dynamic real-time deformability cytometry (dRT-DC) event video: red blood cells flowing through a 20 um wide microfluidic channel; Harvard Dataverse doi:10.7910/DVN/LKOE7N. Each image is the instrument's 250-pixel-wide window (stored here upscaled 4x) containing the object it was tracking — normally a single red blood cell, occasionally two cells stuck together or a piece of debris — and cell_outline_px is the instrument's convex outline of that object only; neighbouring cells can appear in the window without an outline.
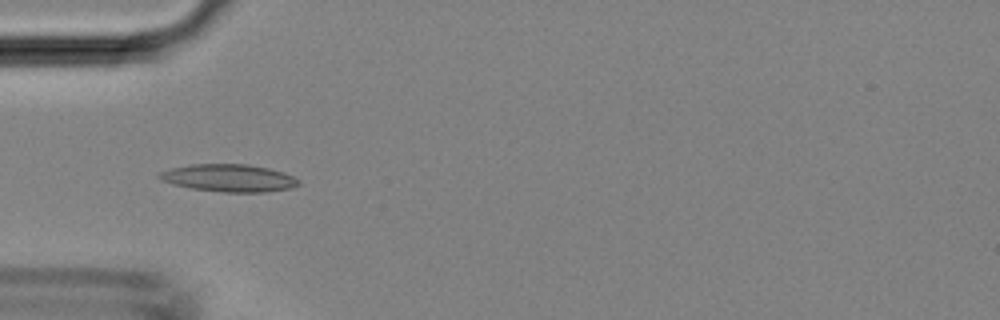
{"species": "Egyptian fruit bat (a non-hibernating species)", "species_latin": "Rousettus aegyptiacus", "temperature_condition": "room temperature", "stored_images_in_passage": 46, "camera_frame_rate_fps": 3000, "um_per_image_px": 0.085, "animal": {"sex": "female"}, "frame": {"image": 1, "passage_image": 15, "time_ms": 4.667, "image_size_px": [1000, 320], "cell_outline_px": [[300, 184], [288, 188], [264, 192], [224, 192], [192, 188], [172, 184], [160, 180], [156, 176], [160, 172], [172, 168], [192, 164], [248, 164], [268, 168], [284, 172], [300, 180]], "centroid_in_image_um": [19.44, 15.12], "position_along_channel_um": 65.6, "area_um2": 22.2}}
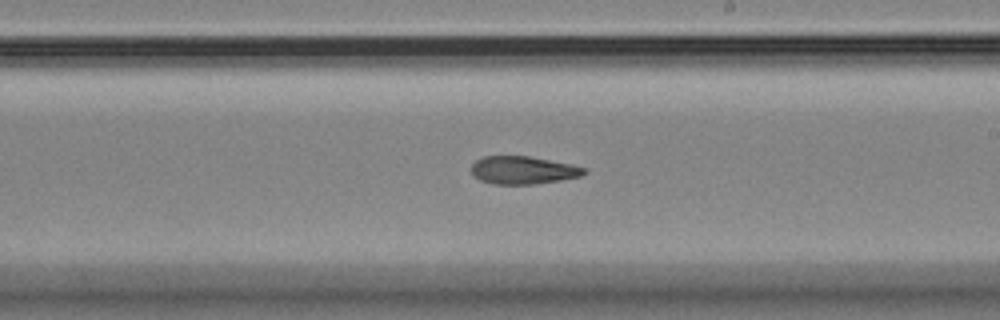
{"frame": {"image": 2, "passage_image": 27, "time_ms": 8.667, "image_size_px": [1000, 320], "cell_outline_px": [[588, 172], [580, 176], [560, 180], [532, 184], [492, 184], [480, 180], [472, 176], [472, 164], [476, 160], [484, 156], [528, 156], [572, 164], [588, 168]], "centroid_in_image_um": [44.47, 14.46], "position_along_channel_um": 244.5, "area_um2": 18.38}}
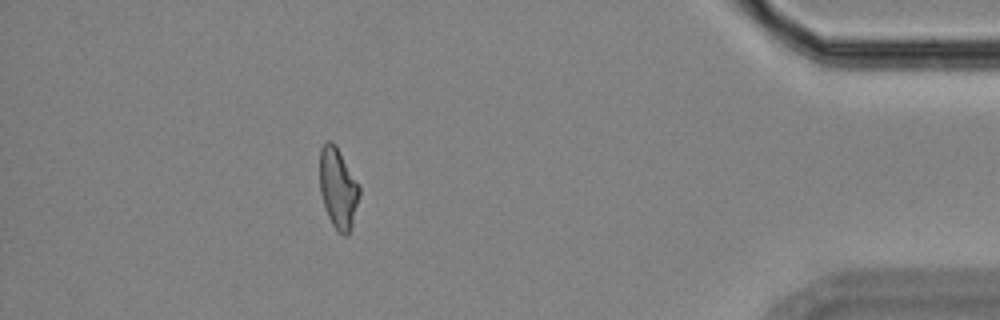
{"frame": {"image": 3, "passage_image": 41, "time_ms": 13.333, "image_size_px": [1000, 320], "cell_outline_px": [[360, 192], [352, 228], [344, 236], [336, 232], [328, 216], [320, 192], [320, 148], [328, 140], [332, 140], [336, 144], [360, 184]], "centroid_in_image_um": [28.75, 15.98], "position_along_channel_um": 406.5, "area_um2": 18.9}}